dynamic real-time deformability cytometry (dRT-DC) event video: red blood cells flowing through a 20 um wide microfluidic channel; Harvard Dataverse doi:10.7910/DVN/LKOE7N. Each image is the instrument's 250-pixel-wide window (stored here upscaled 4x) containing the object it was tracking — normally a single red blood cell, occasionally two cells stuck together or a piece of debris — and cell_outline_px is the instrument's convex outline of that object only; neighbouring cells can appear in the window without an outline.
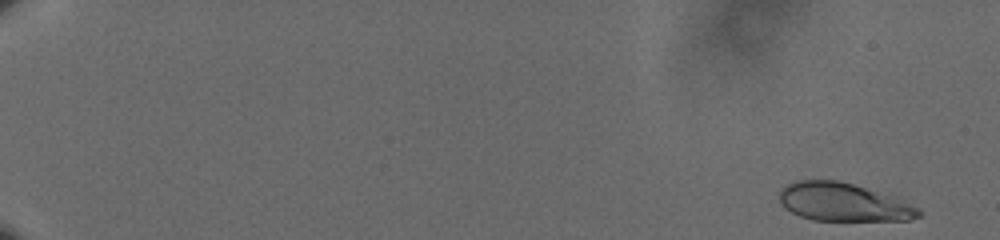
{"species": "human", "species_latin": "Homo sapiens", "temperature_condition": "cold", "stored_images_in_passage": 60, "camera_frame_rate_fps": 3000, "um_per_image_px": 0.085, "donor": {"sex": "male"}, "frame": {"image": 1, "passage_image": 3, "time_ms": 0.667, "image_size_px": [1000, 240], "cell_outline_px": [[924, 212], [920, 216], [908, 220], [812, 220], [800, 216], [784, 208], [780, 200], [780, 192], [788, 184], [796, 180], [840, 180], [896, 196], [920, 208]], "centroid_in_image_um": [71.75, 17.18], "position_along_channel_um": 13.3, "area_um2": 31.21}}
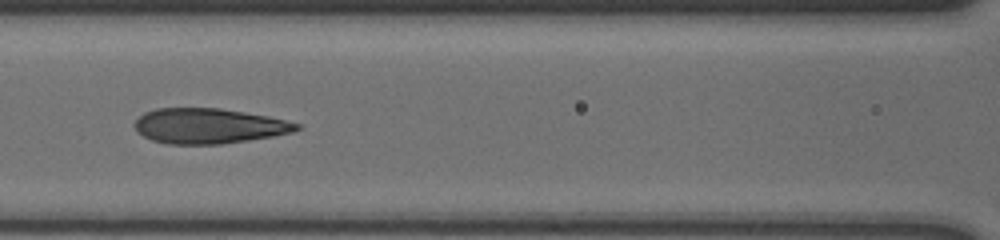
{"frame": {"image": 2, "passage_image": 31, "time_ms": 10.0, "image_size_px": [1000, 240], "cell_outline_px": [[300, 128], [296, 132], [248, 140], [220, 144], [168, 144], [152, 140], [136, 132], [132, 124], [144, 112], [156, 108], [220, 108], [268, 116], [300, 124]], "centroid_in_image_um": [17.72, 10.7], "position_along_channel_um": 148.9, "area_um2": 33.29}}
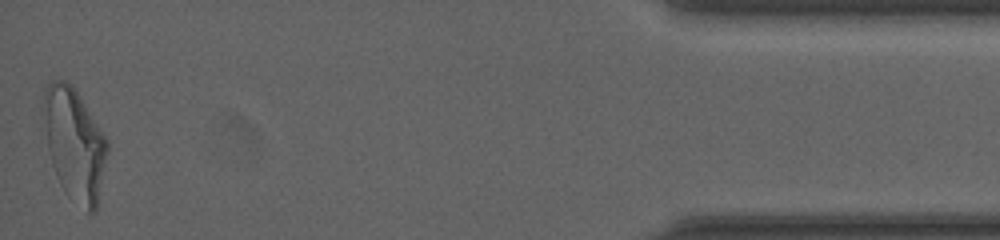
{"frame": {"image": 3, "passage_image": 60, "time_ms": 19.667, "image_size_px": [1000, 240], "cell_outline_px": [[108, 152], [96, 212], [88, 212], [68, 196], [64, 192], [56, 176], [48, 152], [40, 108], [44, 88], [48, 80], [64, 80], [72, 84], [108, 140]], "centroid_in_image_um": [6.29, 12.2], "position_along_channel_um": 428.9, "area_um2": 42.37}, "authors_computed_cell_mechanics": {"area_um2": 33.2928, "velocity_mm_per_s": 3.6142, "shape_relaxation_time_tau1_ms": 5.1125, "shape_relaxation_time_tau2_ms": 1.2618, "deformation_change_tau1": 0.1899, "deformation_change_tau2": 0.0911}}